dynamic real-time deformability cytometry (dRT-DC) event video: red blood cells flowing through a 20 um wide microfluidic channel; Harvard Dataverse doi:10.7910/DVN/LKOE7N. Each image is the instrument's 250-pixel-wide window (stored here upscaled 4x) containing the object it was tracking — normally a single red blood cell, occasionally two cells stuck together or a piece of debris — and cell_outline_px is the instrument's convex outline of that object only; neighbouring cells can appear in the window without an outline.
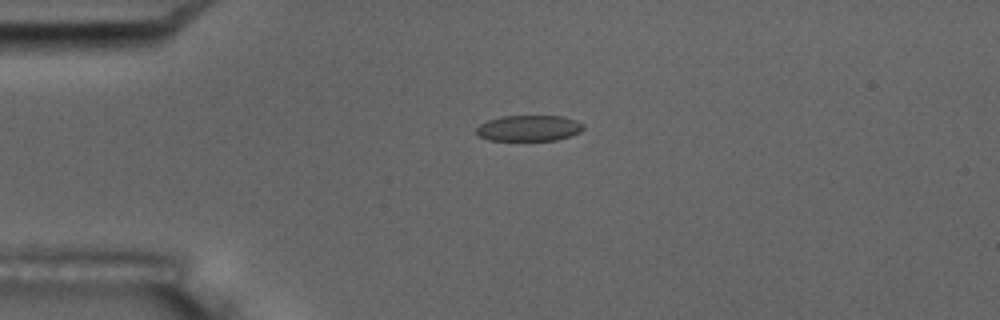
{"species": "common noctule bat (a hibernating species)", "species_latin": "Nyctalus noctula", "temperature_condition": "room temperature", "stored_images_in_passage": 7, "camera_frame_rate_fps": 3000, "um_per_image_px": 0.085, "animal": {"sex": "male", "body_mass_g": 17.5, "forearm_length_mm": 52.3}, "frame": {"image": 1, "passage_image": 5, "time_ms": 4.667, "image_size_px": [1000, 320], "cell_outline_px": [[584, 128], [580, 132], [556, 140], [488, 140], [480, 136], [476, 132], [476, 128], [480, 124], [488, 120], [500, 116], [560, 116], [576, 120], [584, 124]], "centroid_in_image_um": [44.95, 10.89], "position_along_channel_um": 40.0, "area_um2": 16.07}}